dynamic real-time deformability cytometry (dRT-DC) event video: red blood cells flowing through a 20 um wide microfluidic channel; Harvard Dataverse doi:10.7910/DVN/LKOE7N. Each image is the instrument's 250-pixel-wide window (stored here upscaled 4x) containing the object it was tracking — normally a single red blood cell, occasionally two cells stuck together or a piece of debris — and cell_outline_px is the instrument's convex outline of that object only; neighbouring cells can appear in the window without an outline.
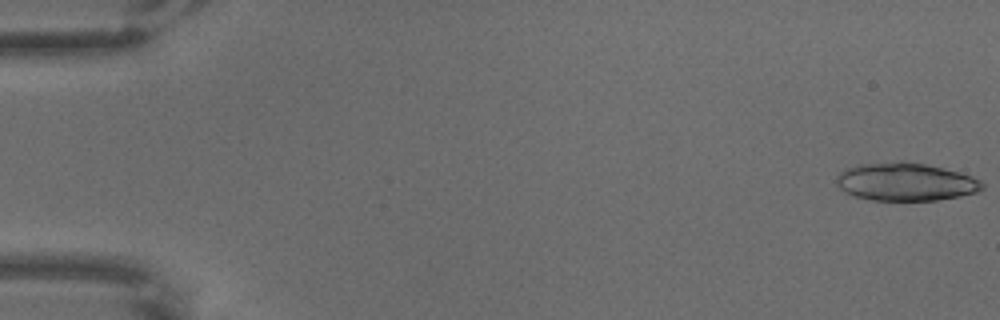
{"species": "common noctule bat (a hibernating species)", "species_latin": "Nyctalus noctula", "temperature_condition": "warm", "stored_images_in_passage": 7, "camera_frame_rate_fps": 3000, "um_per_image_px": 0.085, "animal": {"sex": "male", "body_mass_g": 18.8}, "frame": {"image": 1, "passage_image": 1, "time_ms": 0.0, "image_size_px": [1000, 320], "cell_outline_px": [[984, 188], [976, 192], [960, 196], [936, 200], [872, 200], [856, 196], [844, 192], [836, 184], [836, 176], [844, 168], [856, 164], [900, 160], [904, 160], [944, 168], [972, 176], [980, 180], [984, 184]], "centroid_in_image_um": [76.94, 15.43], "position_along_channel_um": 8.1, "area_um2": 32.6}}